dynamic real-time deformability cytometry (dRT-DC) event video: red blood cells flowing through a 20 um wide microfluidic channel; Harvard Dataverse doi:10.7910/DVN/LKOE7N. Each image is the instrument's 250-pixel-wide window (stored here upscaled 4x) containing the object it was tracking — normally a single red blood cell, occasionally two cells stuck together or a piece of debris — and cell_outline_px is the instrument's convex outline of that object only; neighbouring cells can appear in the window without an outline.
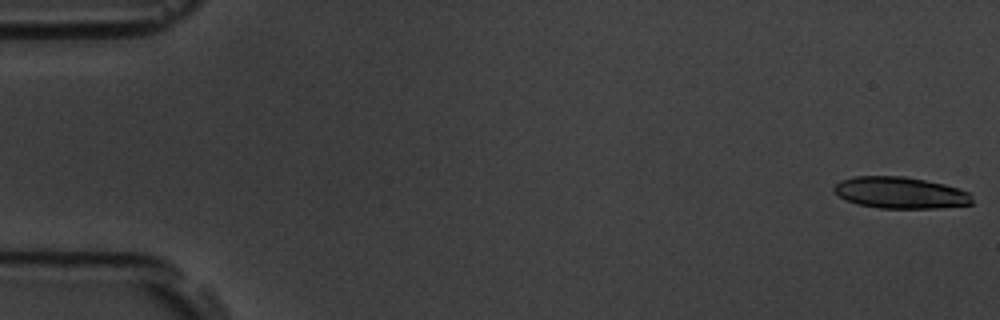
{"species": "common noctule bat (a hibernating species)", "species_latin": "Nyctalus noctula", "temperature_condition": "room temperature", "stored_images_in_passage": 10, "camera_frame_rate_fps": 3000, "um_per_image_px": 0.085, "animal": {"sex": "male", "body_mass_g": 19.5, "forearm_length_mm": 54.6}, "frame": {"image": 1, "passage_image": 1, "time_ms": 0.0, "image_size_px": [1000, 320], "cell_outline_px": [[972, 204], [936, 208], [880, 208], [856, 204], [840, 196], [832, 188], [840, 180], [852, 176], [904, 176], [944, 184], [960, 188], [972, 192]], "centroid_in_image_um": [76.56, 16.37], "position_along_channel_um": 8.4, "area_um2": 25.49}}